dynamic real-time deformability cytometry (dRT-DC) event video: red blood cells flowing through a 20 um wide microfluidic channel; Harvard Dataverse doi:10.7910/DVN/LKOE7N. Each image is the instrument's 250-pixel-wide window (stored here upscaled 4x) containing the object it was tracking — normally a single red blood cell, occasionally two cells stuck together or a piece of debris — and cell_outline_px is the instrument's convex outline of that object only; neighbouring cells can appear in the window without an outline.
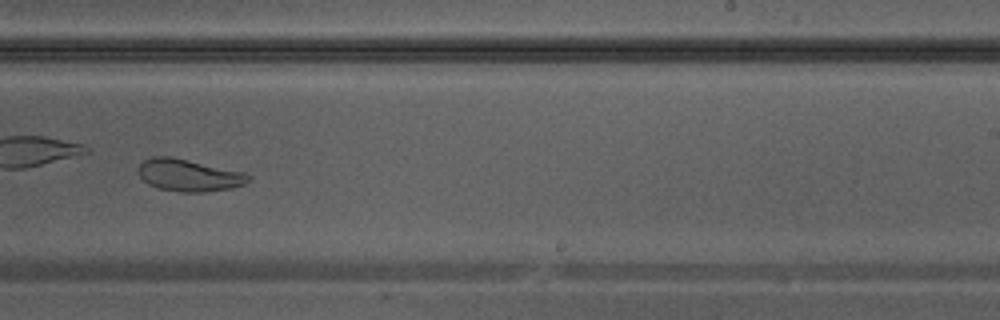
{"species": "Egyptian fruit bat (a non-hibernating species)", "species_latin": "Rousettus aegyptiacus", "temperature_condition": "warm", "stored_images_in_passage": 39, "camera_frame_rate_fps": 3000, "um_per_image_px": 0.085, "animal": {"sex": "male"}, "frame": {"image": 1, "passage_image": 28, "time_ms": 9.0, "image_size_px": [1000, 320], "cell_outline_px": [[252, 176], [244, 184], [228, 188], [204, 192], [180, 192], [156, 188], [148, 184], [136, 172], [136, 168], [144, 160], [152, 156], [172, 156], [248, 172]], "centroid_in_image_um": [16.04, 14.87], "position_along_channel_um": 273.0, "area_um2": 21.04}}